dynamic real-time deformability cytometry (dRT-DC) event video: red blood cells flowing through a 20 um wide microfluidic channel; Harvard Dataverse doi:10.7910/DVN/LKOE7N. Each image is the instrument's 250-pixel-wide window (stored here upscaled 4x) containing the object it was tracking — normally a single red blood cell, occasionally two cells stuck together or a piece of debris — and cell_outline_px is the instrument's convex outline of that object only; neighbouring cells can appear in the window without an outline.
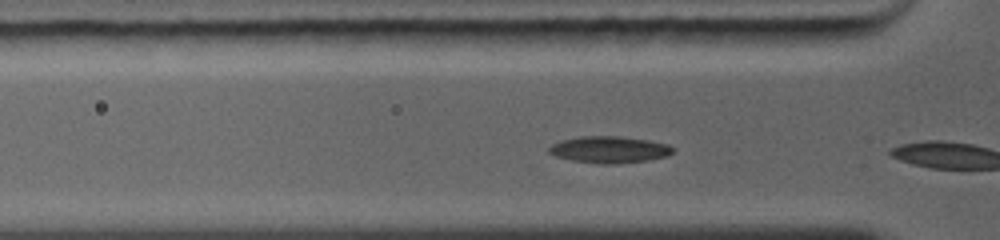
{"species": "common noctule bat (a hibernating species)", "species_latin": "Nyctalus noctula", "temperature_condition": "warm", "stored_images_in_passage": 4, "camera_frame_rate_fps": 5000, "um_per_image_px": 0.085, "animal": {"sex": "female", "body_mass_g": 19.0, "forearm_length_mm": 56.7}, "frame": {"image": 1, "passage_image": 3, "time_ms": 0.8, "image_size_px": [1000, 240], "cell_outline_px": [[676, 148], [668, 156], [648, 160], [616, 164], [600, 164], [572, 160], [556, 156], [548, 152], [548, 148], [552, 144], [560, 140], [580, 136], [620, 136], [648, 140], [668, 144]], "centroid_in_image_um": [51.8, 12.71], "position_along_channel_um": 74.0, "area_um2": 19.42}}